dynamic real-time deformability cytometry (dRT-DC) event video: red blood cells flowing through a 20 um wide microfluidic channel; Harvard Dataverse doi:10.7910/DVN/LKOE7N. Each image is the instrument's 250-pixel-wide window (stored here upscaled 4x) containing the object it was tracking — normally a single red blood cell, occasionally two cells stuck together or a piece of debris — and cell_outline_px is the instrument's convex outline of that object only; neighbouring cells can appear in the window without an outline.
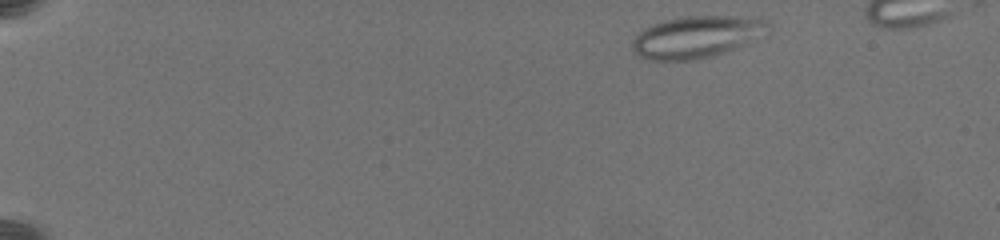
{"species": "common noctule bat (a hibernating species)", "species_latin": "Nyctalus noctula", "temperature_condition": "warm", "stored_images_in_passage": 53, "camera_frame_rate_fps": 3000, "um_per_image_px": 0.085, "animal": {"sex": "female", "body_mass_g": 19.5, "forearm_length_mm": 54.1}, "frame": {"image": 1, "passage_image": 5, "time_ms": 0.667, "image_size_px": [1000, 240], "cell_outline_px": [[768, 24], [744, 44], [724, 52], [712, 56], [692, 60], [652, 60], [640, 56], [632, 48], [632, 40], [644, 28], [664, 20], [688, 16], [728, 16], [768, 20]], "centroid_in_image_um": [59.07, 3.14], "position_along_channel_um": 25.9, "area_um2": 31.91}}
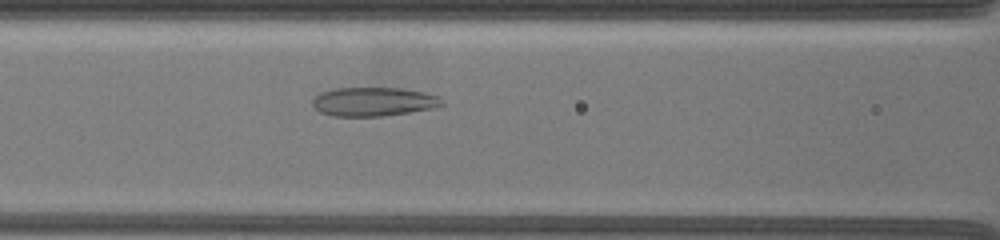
{"frame": {"image": 2, "passage_image": 44, "time_ms": 7.333, "image_size_px": [1000, 240], "cell_outline_px": [[444, 104], [432, 108], [384, 116], [332, 116], [320, 112], [312, 104], [312, 100], [316, 96], [324, 92], [336, 88], [404, 88], [424, 92], [436, 96]], "centroid_in_image_um": [31.73, 8.64], "position_along_channel_um": 134.9, "area_um2": 21.5}}
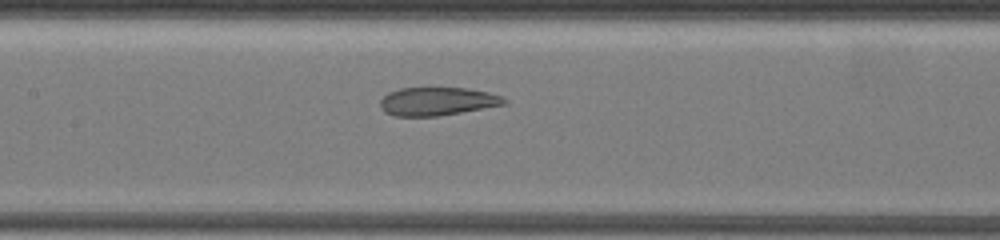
{"frame": {"image": 3, "passage_image": 50, "time_ms": 8.333, "image_size_px": [1000, 240], "cell_outline_px": [[508, 104], [436, 116], [392, 116], [384, 112], [380, 108], [380, 100], [388, 92], [400, 88], [468, 88], [488, 92], [500, 96], [508, 100]], "centroid_in_image_um": [37.15, 8.61], "position_along_channel_um": 170.3, "area_um2": 20.46}}